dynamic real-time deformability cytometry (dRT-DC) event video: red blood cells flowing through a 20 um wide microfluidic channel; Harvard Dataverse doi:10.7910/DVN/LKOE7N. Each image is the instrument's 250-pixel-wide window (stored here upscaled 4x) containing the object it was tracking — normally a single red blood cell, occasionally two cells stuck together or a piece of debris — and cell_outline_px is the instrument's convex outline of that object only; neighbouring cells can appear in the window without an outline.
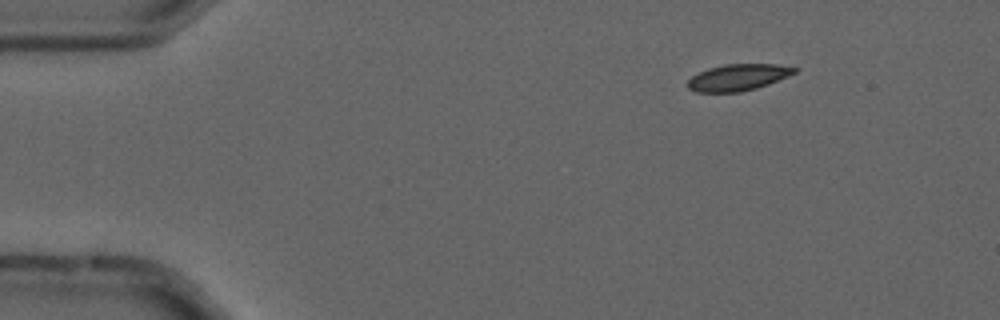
{"species": "common noctule bat (a hibernating species)", "species_latin": "Nyctalus noctula", "temperature_condition": "cold", "stored_images_in_passage": 5, "camera_frame_rate_fps": 3000, "um_per_image_px": 0.085, "animal": {"sex": "male", "forearm_length_mm": 52.5}, "frame": {"image": 1, "passage_image": 3, "time_ms": 0.667, "image_size_px": [1000, 320], "cell_outline_px": [[800, 68], [796, 72], [788, 76], [768, 84], [756, 88], [740, 92], [696, 92], [688, 88], [688, 80], [692, 76], [708, 68], [724, 64], [776, 64]], "centroid_in_image_um": [62.74, 6.57], "position_along_channel_um": 22.3, "area_um2": 16.47}}